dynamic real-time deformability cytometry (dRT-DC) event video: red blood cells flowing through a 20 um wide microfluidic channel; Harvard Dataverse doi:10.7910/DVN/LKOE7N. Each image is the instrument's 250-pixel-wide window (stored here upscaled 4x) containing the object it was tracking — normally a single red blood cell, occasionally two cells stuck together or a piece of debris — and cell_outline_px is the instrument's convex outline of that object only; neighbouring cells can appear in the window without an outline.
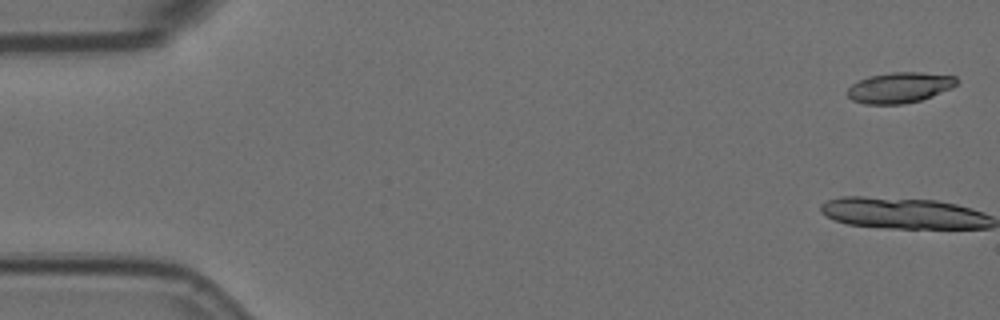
{"species": "Egyptian fruit bat (a non-hibernating species)", "species_latin": "Rousettus aegyptiacus", "temperature_condition": "room temperature", "stored_images_in_passage": 5, "camera_frame_rate_fps": 3000, "um_per_image_px": 0.085, "animal": {"sex": "female"}, "frame": {"image": 1, "passage_image": 1, "time_ms": 0.0, "image_size_px": [1000, 320], "cell_outline_px": [[960, 80], [952, 88], [932, 96], [920, 100], [904, 104], [864, 104], [852, 100], [848, 96], [848, 88], [852, 84], [868, 76], [892, 72], [920, 72], [956, 76]], "centroid_in_image_um": [76.49, 7.44], "position_along_channel_um": 8.5, "area_um2": 19.54}}
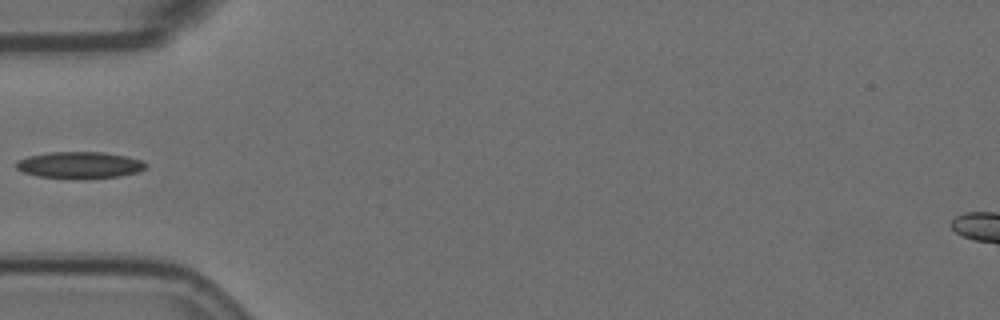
{"frame": {"image": 2, "passage_image": 4, "time_ms": 1.0, "image_size_px": [1000, 320], "cell_outline_px": [[148, 168], [136, 172], [120, 176], [84, 180], [80, 180], [36, 176], [24, 172], [16, 168], [16, 160], [28, 156], [52, 152], [104, 152], [128, 156], [144, 160], [148, 164]], "centroid_in_image_um": [6.82, 14.04], "position_along_channel_um": 78.2, "area_um2": 20.69}}
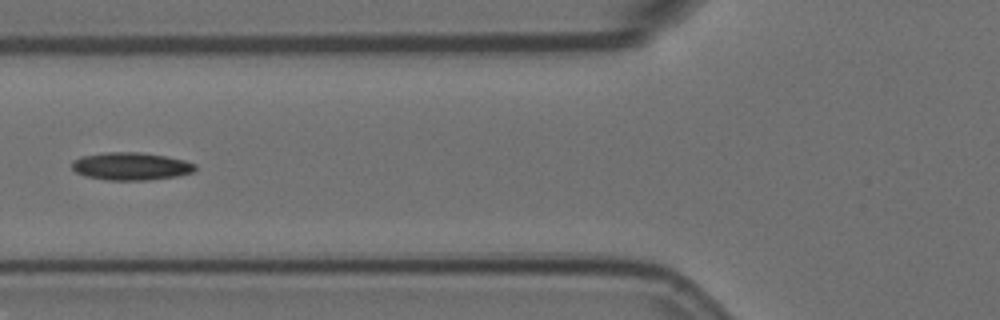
{"frame": {"image": 3, "passage_image": 5, "time_ms": 1.333, "image_size_px": [1000, 320], "cell_outline_px": [[196, 168], [192, 172], [176, 176], [148, 180], [108, 180], [84, 176], [76, 172], [72, 168], [72, 164], [80, 156], [104, 152], [140, 152], [164, 156], [184, 160], [196, 164]], "centroid_in_image_um": [11.11, 14.13], "position_along_channel_um": 114.7, "area_um2": 19.83}}